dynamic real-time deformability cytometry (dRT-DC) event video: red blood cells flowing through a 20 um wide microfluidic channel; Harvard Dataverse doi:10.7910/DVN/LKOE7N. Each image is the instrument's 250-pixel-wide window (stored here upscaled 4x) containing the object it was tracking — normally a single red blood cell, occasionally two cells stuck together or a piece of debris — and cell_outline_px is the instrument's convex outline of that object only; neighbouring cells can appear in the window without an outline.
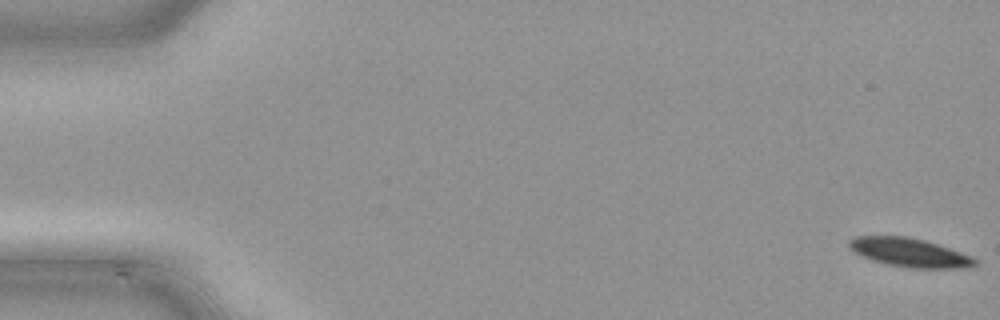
{"species": "common noctule bat (a hibernating species)", "species_latin": "Nyctalus noctula", "temperature_condition": "cold", "stored_images_in_passage": 50, "camera_frame_rate_fps": 3000, "um_per_image_px": 0.085, "animal": {"sex": "male", "body_mass_g": 21.5, "forearm_length_mm": 52.0}, "frame": {"image": 1, "passage_image": 1, "time_ms": 0.0, "image_size_px": [1000, 320], "cell_outline_px": [[980, 260], [976, 264], [968, 268], [912, 268], [888, 264], [872, 260], [852, 252], [848, 248], [848, 240], [856, 236], [904, 236], [924, 240], [972, 256]], "centroid_in_image_um": [77.29, 21.47], "position_along_channel_um": 7.7, "area_um2": 21.1}}
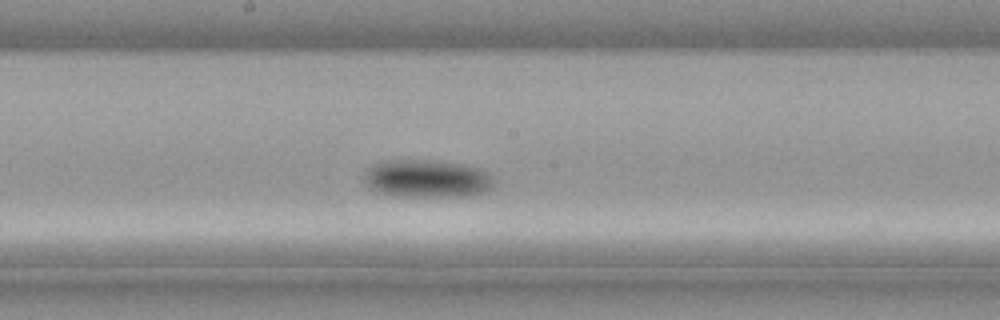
{"frame": {"image": 2, "passage_image": 27, "time_ms": 8.667, "image_size_px": [1000, 320], "cell_outline_px": [[496, 180], [492, 188], [484, 192], [472, 196], [396, 196], [380, 192], [372, 188], [364, 180], [364, 176], [368, 168], [372, 164], [384, 160], [432, 160], [464, 164], [480, 168], [488, 172]], "centroid_in_image_um": [36.36, 15.17], "position_along_channel_um": 211.8, "area_um2": 28.84}}
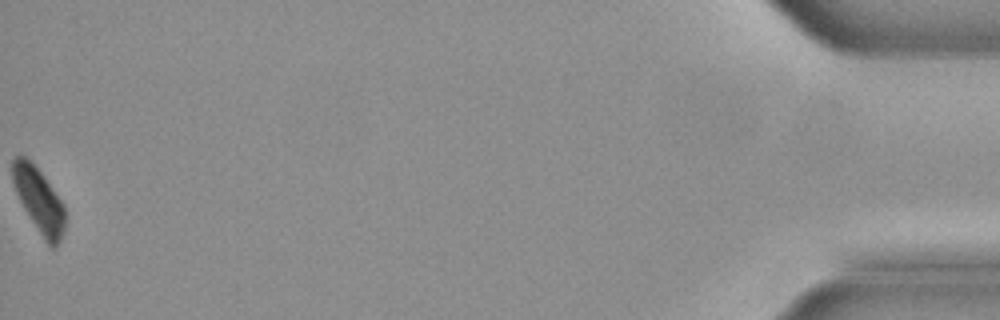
{"frame": {"image": 3, "passage_image": 50, "time_ms": 16.333, "image_size_px": [1000, 320], "cell_outline_px": [[64, 232], [60, 240], [52, 248], [44, 240], [24, 208], [16, 192], [12, 180], [12, 160], [16, 156], [24, 156], [44, 176], [64, 204]], "centroid_in_image_um": [3.31, 17.01], "position_along_channel_um": 431.9, "area_um2": 19.31}}